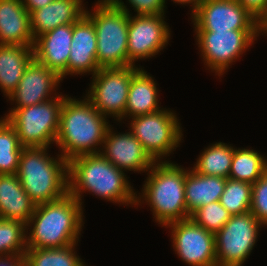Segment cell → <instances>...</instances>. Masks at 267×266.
<instances>
[{"instance_id":"1","label":"cell","mask_w":267,"mask_h":266,"mask_svg":"<svg viewBox=\"0 0 267 266\" xmlns=\"http://www.w3.org/2000/svg\"><path fill=\"white\" fill-rule=\"evenodd\" d=\"M123 170L100 153L85 154L68 161V193L80 203L83 192H91L112 203L136 205L137 194Z\"/></svg>"},{"instance_id":"2","label":"cell","mask_w":267,"mask_h":266,"mask_svg":"<svg viewBox=\"0 0 267 266\" xmlns=\"http://www.w3.org/2000/svg\"><path fill=\"white\" fill-rule=\"evenodd\" d=\"M106 118L86 97L81 101L66 95L55 140L62 151L60 155L69 161L80 155L100 153L99 148L111 126Z\"/></svg>"},{"instance_id":"3","label":"cell","mask_w":267,"mask_h":266,"mask_svg":"<svg viewBox=\"0 0 267 266\" xmlns=\"http://www.w3.org/2000/svg\"><path fill=\"white\" fill-rule=\"evenodd\" d=\"M82 205L69 193L56 201L36 205L26 224L27 232L31 227L27 233V248H61L77 244L84 223Z\"/></svg>"},{"instance_id":"4","label":"cell","mask_w":267,"mask_h":266,"mask_svg":"<svg viewBox=\"0 0 267 266\" xmlns=\"http://www.w3.org/2000/svg\"><path fill=\"white\" fill-rule=\"evenodd\" d=\"M169 162L154 163L148 171L142 194L136 197L137 206L144 200L148 202L155 221L162 227L190 218L185 202L186 170Z\"/></svg>"},{"instance_id":"5","label":"cell","mask_w":267,"mask_h":266,"mask_svg":"<svg viewBox=\"0 0 267 266\" xmlns=\"http://www.w3.org/2000/svg\"><path fill=\"white\" fill-rule=\"evenodd\" d=\"M49 147H24L16 175L36 204L56 201L68 193V161L48 155Z\"/></svg>"},{"instance_id":"6","label":"cell","mask_w":267,"mask_h":266,"mask_svg":"<svg viewBox=\"0 0 267 266\" xmlns=\"http://www.w3.org/2000/svg\"><path fill=\"white\" fill-rule=\"evenodd\" d=\"M85 15L93 22L97 39V63L104 67L128 66L129 9L122 0H99Z\"/></svg>"},{"instance_id":"7","label":"cell","mask_w":267,"mask_h":266,"mask_svg":"<svg viewBox=\"0 0 267 266\" xmlns=\"http://www.w3.org/2000/svg\"><path fill=\"white\" fill-rule=\"evenodd\" d=\"M66 96L58 94L46 102L24 108H10L4 118L14 127L23 147H49L55 143L60 111Z\"/></svg>"},{"instance_id":"8","label":"cell","mask_w":267,"mask_h":266,"mask_svg":"<svg viewBox=\"0 0 267 266\" xmlns=\"http://www.w3.org/2000/svg\"><path fill=\"white\" fill-rule=\"evenodd\" d=\"M172 110L132 117L130 131L141 142L142 147L155 162H161L180 145L182 128Z\"/></svg>"},{"instance_id":"9","label":"cell","mask_w":267,"mask_h":266,"mask_svg":"<svg viewBox=\"0 0 267 266\" xmlns=\"http://www.w3.org/2000/svg\"><path fill=\"white\" fill-rule=\"evenodd\" d=\"M140 68L135 66L100 68L92 77L87 99L103 116L125 118L127 97L132 76Z\"/></svg>"},{"instance_id":"10","label":"cell","mask_w":267,"mask_h":266,"mask_svg":"<svg viewBox=\"0 0 267 266\" xmlns=\"http://www.w3.org/2000/svg\"><path fill=\"white\" fill-rule=\"evenodd\" d=\"M262 225L250 211L231 216L214 234L217 266H242L257 242Z\"/></svg>"},{"instance_id":"11","label":"cell","mask_w":267,"mask_h":266,"mask_svg":"<svg viewBox=\"0 0 267 266\" xmlns=\"http://www.w3.org/2000/svg\"><path fill=\"white\" fill-rule=\"evenodd\" d=\"M196 40L207 68L222 76L254 40L261 30L196 31Z\"/></svg>"},{"instance_id":"12","label":"cell","mask_w":267,"mask_h":266,"mask_svg":"<svg viewBox=\"0 0 267 266\" xmlns=\"http://www.w3.org/2000/svg\"><path fill=\"white\" fill-rule=\"evenodd\" d=\"M191 17L195 31L261 30V23L236 0H202Z\"/></svg>"},{"instance_id":"13","label":"cell","mask_w":267,"mask_h":266,"mask_svg":"<svg viewBox=\"0 0 267 266\" xmlns=\"http://www.w3.org/2000/svg\"><path fill=\"white\" fill-rule=\"evenodd\" d=\"M167 226L171 228L173 249L182 261L190 266H217L214 233L190 218Z\"/></svg>"},{"instance_id":"14","label":"cell","mask_w":267,"mask_h":266,"mask_svg":"<svg viewBox=\"0 0 267 266\" xmlns=\"http://www.w3.org/2000/svg\"><path fill=\"white\" fill-rule=\"evenodd\" d=\"M128 27V66L138 59H148L160 52L168 43L170 30L164 14L130 16Z\"/></svg>"},{"instance_id":"15","label":"cell","mask_w":267,"mask_h":266,"mask_svg":"<svg viewBox=\"0 0 267 266\" xmlns=\"http://www.w3.org/2000/svg\"><path fill=\"white\" fill-rule=\"evenodd\" d=\"M102 146L100 154L123 171L147 172L155 163L131 131L117 134L109 126Z\"/></svg>"},{"instance_id":"16","label":"cell","mask_w":267,"mask_h":266,"mask_svg":"<svg viewBox=\"0 0 267 266\" xmlns=\"http://www.w3.org/2000/svg\"><path fill=\"white\" fill-rule=\"evenodd\" d=\"M61 81L56 72L33 59L27 66L18 87L9 96V100L16 102V107L13 108H24L46 102L56 98L57 94L53 91H56ZM51 92L55 97H51Z\"/></svg>"},{"instance_id":"17","label":"cell","mask_w":267,"mask_h":266,"mask_svg":"<svg viewBox=\"0 0 267 266\" xmlns=\"http://www.w3.org/2000/svg\"><path fill=\"white\" fill-rule=\"evenodd\" d=\"M101 67L97 63V39L93 22L84 14L72 24V42L67 69L60 75L63 80L66 75H82L92 73Z\"/></svg>"},{"instance_id":"18","label":"cell","mask_w":267,"mask_h":266,"mask_svg":"<svg viewBox=\"0 0 267 266\" xmlns=\"http://www.w3.org/2000/svg\"><path fill=\"white\" fill-rule=\"evenodd\" d=\"M72 42V24L58 26L34 39V59L59 76L67 69Z\"/></svg>"},{"instance_id":"19","label":"cell","mask_w":267,"mask_h":266,"mask_svg":"<svg viewBox=\"0 0 267 266\" xmlns=\"http://www.w3.org/2000/svg\"><path fill=\"white\" fill-rule=\"evenodd\" d=\"M0 44L33 46L30 13L22 0H0Z\"/></svg>"},{"instance_id":"20","label":"cell","mask_w":267,"mask_h":266,"mask_svg":"<svg viewBox=\"0 0 267 266\" xmlns=\"http://www.w3.org/2000/svg\"><path fill=\"white\" fill-rule=\"evenodd\" d=\"M85 7L78 0H53L43 8L30 13V29L33 38L61 25L73 24L84 14Z\"/></svg>"},{"instance_id":"21","label":"cell","mask_w":267,"mask_h":266,"mask_svg":"<svg viewBox=\"0 0 267 266\" xmlns=\"http://www.w3.org/2000/svg\"><path fill=\"white\" fill-rule=\"evenodd\" d=\"M35 207L16 174H0V218L27 224Z\"/></svg>"},{"instance_id":"22","label":"cell","mask_w":267,"mask_h":266,"mask_svg":"<svg viewBox=\"0 0 267 266\" xmlns=\"http://www.w3.org/2000/svg\"><path fill=\"white\" fill-rule=\"evenodd\" d=\"M33 59V46L0 44V89L4 96L9 98L15 91Z\"/></svg>"},{"instance_id":"23","label":"cell","mask_w":267,"mask_h":266,"mask_svg":"<svg viewBox=\"0 0 267 266\" xmlns=\"http://www.w3.org/2000/svg\"><path fill=\"white\" fill-rule=\"evenodd\" d=\"M153 77L140 68L130 82L125 117H135L161 110L158 100V88Z\"/></svg>"},{"instance_id":"24","label":"cell","mask_w":267,"mask_h":266,"mask_svg":"<svg viewBox=\"0 0 267 266\" xmlns=\"http://www.w3.org/2000/svg\"><path fill=\"white\" fill-rule=\"evenodd\" d=\"M226 184V179L219 176L201 175L186 169L185 202L189 214L197 208L219 201Z\"/></svg>"},{"instance_id":"25","label":"cell","mask_w":267,"mask_h":266,"mask_svg":"<svg viewBox=\"0 0 267 266\" xmlns=\"http://www.w3.org/2000/svg\"><path fill=\"white\" fill-rule=\"evenodd\" d=\"M234 154L233 146L216 142L204 149L197 158L193 170L201 175L229 178V172Z\"/></svg>"},{"instance_id":"26","label":"cell","mask_w":267,"mask_h":266,"mask_svg":"<svg viewBox=\"0 0 267 266\" xmlns=\"http://www.w3.org/2000/svg\"><path fill=\"white\" fill-rule=\"evenodd\" d=\"M267 171V159L253 149H235L229 178L254 184Z\"/></svg>"},{"instance_id":"27","label":"cell","mask_w":267,"mask_h":266,"mask_svg":"<svg viewBox=\"0 0 267 266\" xmlns=\"http://www.w3.org/2000/svg\"><path fill=\"white\" fill-rule=\"evenodd\" d=\"M76 244L61 248H27L24 266H86L75 254Z\"/></svg>"},{"instance_id":"28","label":"cell","mask_w":267,"mask_h":266,"mask_svg":"<svg viewBox=\"0 0 267 266\" xmlns=\"http://www.w3.org/2000/svg\"><path fill=\"white\" fill-rule=\"evenodd\" d=\"M23 148L14 127L2 117L0 119V174L17 173Z\"/></svg>"},{"instance_id":"29","label":"cell","mask_w":267,"mask_h":266,"mask_svg":"<svg viewBox=\"0 0 267 266\" xmlns=\"http://www.w3.org/2000/svg\"><path fill=\"white\" fill-rule=\"evenodd\" d=\"M27 226L19 220L0 218V256L23 255L27 250Z\"/></svg>"},{"instance_id":"30","label":"cell","mask_w":267,"mask_h":266,"mask_svg":"<svg viewBox=\"0 0 267 266\" xmlns=\"http://www.w3.org/2000/svg\"><path fill=\"white\" fill-rule=\"evenodd\" d=\"M251 195L252 184L227 178L219 202L232 216L244 214L250 211Z\"/></svg>"},{"instance_id":"31","label":"cell","mask_w":267,"mask_h":266,"mask_svg":"<svg viewBox=\"0 0 267 266\" xmlns=\"http://www.w3.org/2000/svg\"><path fill=\"white\" fill-rule=\"evenodd\" d=\"M231 216L219 201H215L197 208L190 214V219L215 234L229 221Z\"/></svg>"},{"instance_id":"32","label":"cell","mask_w":267,"mask_h":266,"mask_svg":"<svg viewBox=\"0 0 267 266\" xmlns=\"http://www.w3.org/2000/svg\"><path fill=\"white\" fill-rule=\"evenodd\" d=\"M250 212L267 225V171L252 184Z\"/></svg>"},{"instance_id":"33","label":"cell","mask_w":267,"mask_h":266,"mask_svg":"<svg viewBox=\"0 0 267 266\" xmlns=\"http://www.w3.org/2000/svg\"><path fill=\"white\" fill-rule=\"evenodd\" d=\"M166 0H128L137 15L165 14Z\"/></svg>"},{"instance_id":"34","label":"cell","mask_w":267,"mask_h":266,"mask_svg":"<svg viewBox=\"0 0 267 266\" xmlns=\"http://www.w3.org/2000/svg\"><path fill=\"white\" fill-rule=\"evenodd\" d=\"M260 23L267 18V0H236Z\"/></svg>"},{"instance_id":"35","label":"cell","mask_w":267,"mask_h":266,"mask_svg":"<svg viewBox=\"0 0 267 266\" xmlns=\"http://www.w3.org/2000/svg\"><path fill=\"white\" fill-rule=\"evenodd\" d=\"M0 266H24V256L23 255L0 256Z\"/></svg>"},{"instance_id":"36","label":"cell","mask_w":267,"mask_h":266,"mask_svg":"<svg viewBox=\"0 0 267 266\" xmlns=\"http://www.w3.org/2000/svg\"><path fill=\"white\" fill-rule=\"evenodd\" d=\"M52 1L53 0H22V3L27 11L31 13L33 10L43 8Z\"/></svg>"},{"instance_id":"37","label":"cell","mask_w":267,"mask_h":266,"mask_svg":"<svg viewBox=\"0 0 267 266\" xmlns=\"http://www.w3.org/2000/svg\"><path fill=\"white\" fill-rule=\"evenodd\" d=\"M174 1V3H178V4H191V9H192V13L191 15L197 10V8L199 7L200 3L202 2V0H172Z\"/></svg>"},{"instance_id":"38","label":"cell","mask_w":267,"mask_h":266,"mask_svg":"<svg viewBox=\"0 0 267 266\" xmlns=\"http://www.w3.org/2000/svg\"><path fill=\"white\" fill-rule=\"evenodd\" d=\"M267 34V18L261 23V33Z\"/></svg>"}]
</instances>
